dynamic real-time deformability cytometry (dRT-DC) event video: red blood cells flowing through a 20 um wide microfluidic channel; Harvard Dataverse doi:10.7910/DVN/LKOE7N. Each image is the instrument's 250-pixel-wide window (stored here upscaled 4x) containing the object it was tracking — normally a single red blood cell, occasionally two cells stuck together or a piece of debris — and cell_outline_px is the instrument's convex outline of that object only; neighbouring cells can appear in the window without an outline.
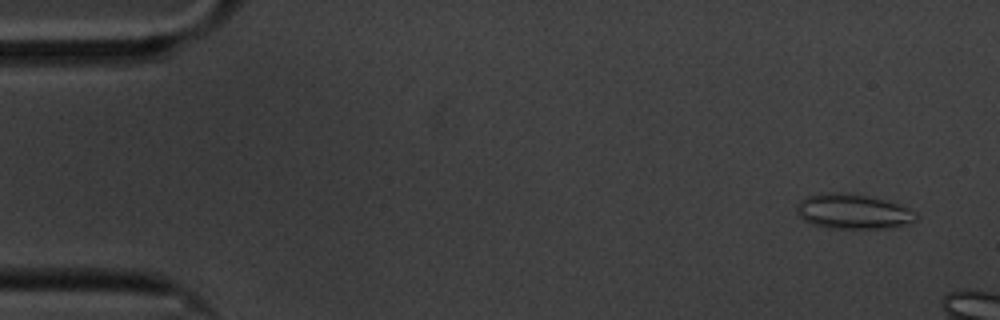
{"species": "common noctule bat (a hibernating species)", "species_latin": "Nyctalus noctula", "temperature_condition": "cold", "stored_images_in_passage": 11, "camera_frame_rate_fps": 3000, "um_per_image_px": 0.085, "animal": {"sex": "male", "body_mass_g": 20.1, "forearm_length_mm": 53.5}, "frame": {"image": 1, "passage_image": 4, "time_ms": 1.0, "image_size_px": [1000, 320], "cell_outline_px": [[920, 216], [912, 220], [900, 224], [884, 228], [828, 228], [804, 220], [796, 212], [796, 204], [800, 200], [808, 196], [828, 192], [868, 196], [896, 204], [908, 208]], "centroid_in_image_um": [72.43, 17.98], "position_along_channel_um": 12.6, "area_um2": 23.47}}